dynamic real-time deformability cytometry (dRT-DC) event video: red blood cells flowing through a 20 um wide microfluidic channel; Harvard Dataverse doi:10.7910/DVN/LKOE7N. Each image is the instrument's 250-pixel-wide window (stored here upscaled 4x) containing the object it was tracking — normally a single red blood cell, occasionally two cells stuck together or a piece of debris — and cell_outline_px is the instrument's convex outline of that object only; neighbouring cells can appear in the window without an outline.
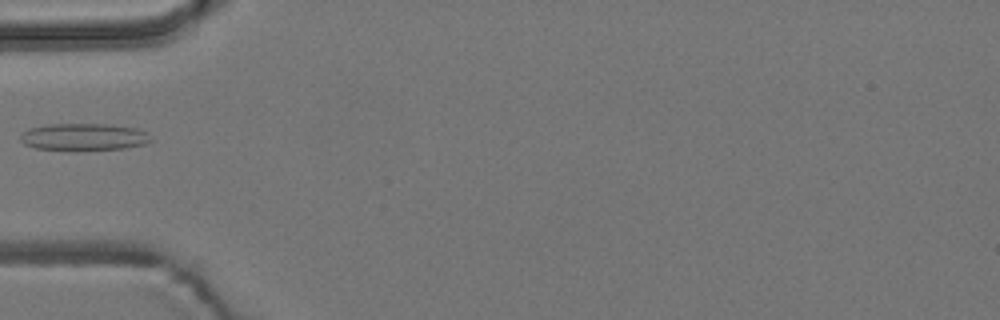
{"species": "common noctule bat (a hibernating species)", "species_latin": "Nyctalus noctula", "temperature_condition": "room temperature", "stored_images_in_passage": 6, "camera_frame_rate_fps": 3000, "um_per_image_px": 0.085, "animal": {"sex": "male", "body_mass_g": 19.2, "forearm_length_mm": 51.8}, "frame": {"image": 1, "passage_image": 5, "time_ms": 5.667, "image_size_px": [1000, 320], "cell_outline_px": [[152, 140], [144, 144], [124, 148], [36, 148], [24, 144], [20, 140], [20, 136], [28, 128], [48, 124], [108, 124], [136, 128], [144, 132]], "centroid_in_image_um": [7.09, 11.6], "position_along_channel_um": 77.9, "area_um2": 19.71}}
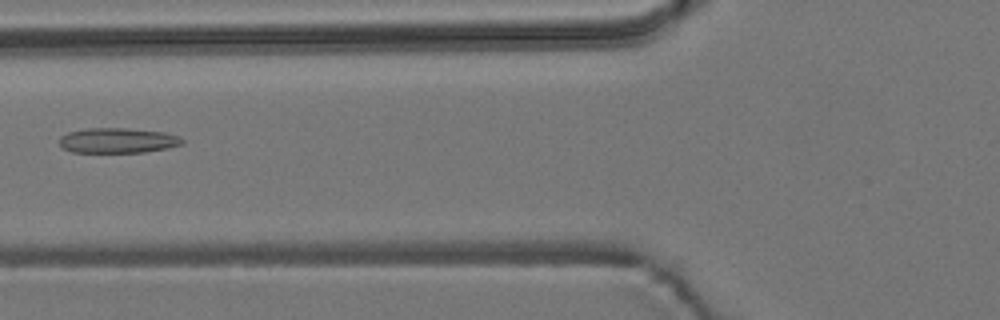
{"frame": {"image": 2, "passage_image": 6, "time_ms": 6.667, "image_size_px": [1000, 320], "cell_outline_px": [[184, 144], [168, 148], [144, 152], [72, 152], [60, 148], [60, 136], [68, 132], [88, 128], [124, 128], [164, 132], [180, 136], [184, 140]], "centroid_in_image_um": [10.01, 11.94], "position_along_channel_um": 115.8, "area_um2": 18.09}}